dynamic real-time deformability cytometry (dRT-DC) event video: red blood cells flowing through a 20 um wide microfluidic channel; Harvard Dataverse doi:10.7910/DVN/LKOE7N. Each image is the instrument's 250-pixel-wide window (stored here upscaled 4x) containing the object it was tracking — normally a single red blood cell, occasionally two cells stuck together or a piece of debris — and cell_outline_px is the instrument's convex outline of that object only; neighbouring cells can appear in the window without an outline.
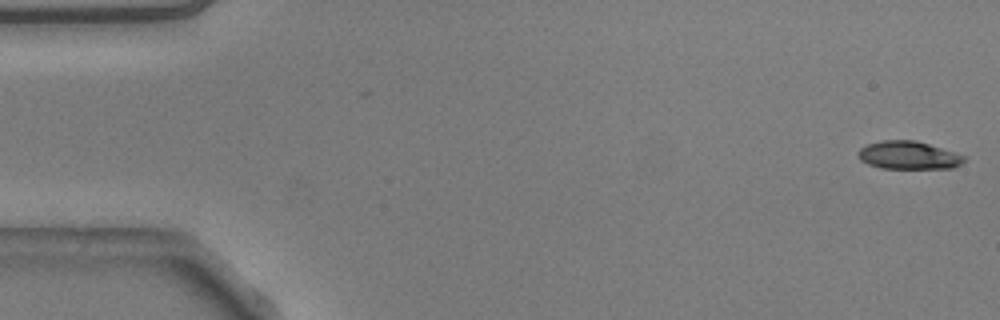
{"species": "common noctule bat (a hibernating species)", "species_latin": "Nyctalus noctula", "temperature_condition": "warm", "stored_images_in_passage": 45, "camera_frame_rate_fps": 3000, "um_per_image_px": 0.085, "animal": {"sex": "male", "body_mass_g": 20.5, "forearm_length_mm": 52.5}, "frame": {"image": 1, "passage_image": 1, "time_ms": 0.0, "image_size_px": [1000, 320], "cell_outline_px": [[964, 160], [960, 164], [952, 168], [880, 168], [868, 164], [860, 160], [856, 156], [856, 152], [860, 148], [868, 144], [880, 140], [916, 140], [964, 156]], "centroid_in_image_um": [77.13, 13.19], "position_along_channel_um": 7.9, "area_um2": 17.17}}
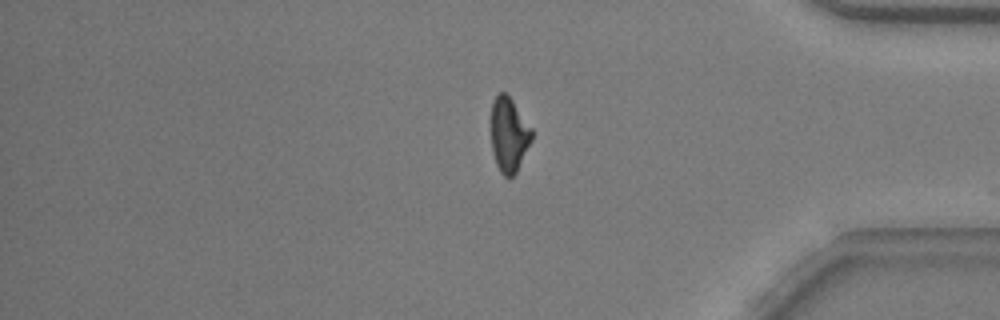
{"frame": {"image": 2, "passage_image": 44, "time_ms": 14.333, "image_size_px": [1000, 320], "cell_outline_px": [[532, 140], [516, 172], [508, 180], [500, 172], [496, 164], [492, 152], [492, 100], [500, 92], [504, 92], [512, 100], [532, 128]], "centroid_in_image_um": [43.26, 11.48], "position_along_channel_um": 391.9, "area_um2": 17.57}}